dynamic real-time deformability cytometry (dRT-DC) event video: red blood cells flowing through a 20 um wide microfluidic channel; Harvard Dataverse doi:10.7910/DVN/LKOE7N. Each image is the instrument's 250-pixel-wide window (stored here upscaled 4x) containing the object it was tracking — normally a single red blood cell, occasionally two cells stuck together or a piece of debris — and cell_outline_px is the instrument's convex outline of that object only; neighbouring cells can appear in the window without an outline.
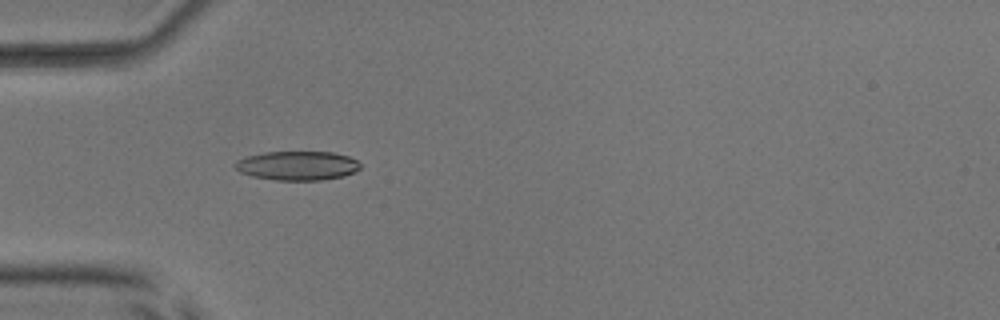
{"species": "common noctule bat (a hibernating species)", "species_latin": "Nyctalus noctula", "temperature_condition": "room temperature", "stored_images_in_passage": 52, "camera_frame_rate_fps": 3000, "um_per_image_px": 0.085, "animal": {"sex": "male", "body_mass_g": 17.9, "forearm_length_mm": 54.2}, "frame": {"image": 1, "passage_image": 17, "time_ms": 5.333, "image_size_px": [1000, 320], "cell_outline_px": [[360, 168], [356, 172], [344, 176], [320, 180], [276, 180], [252, 176], [240, 172], [236, 168], [236, 160], [248, 156], [264, 152], [332, 152], [348, 156], [356, 160], [360, 164]], "centroid_in_image_um": [25.3, 14.08], "position_along_channel_um": 59.7, "area_um2": 21.15}}
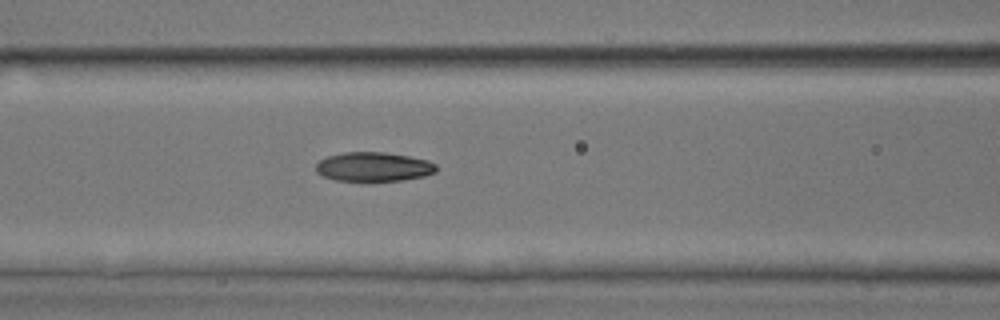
{"frame": {"image": 2, "passage_image": 23, "time_ms": 7.333, "image_size_px": [1000, 320], "cell_outline_px": [[436, 172], [424, 176], [400, 180], [368, 184], [336, 180], [324, 176], [316, 172], [316, 164], [320, 160], [328, 156], [344, 152], [384, 152], [408, 156], [428, 160], [436, 164]], "centroid_in_image_um": [31.74, 14.22], "position_along_channel_um": 134.9, "area_um2": 21.15}}
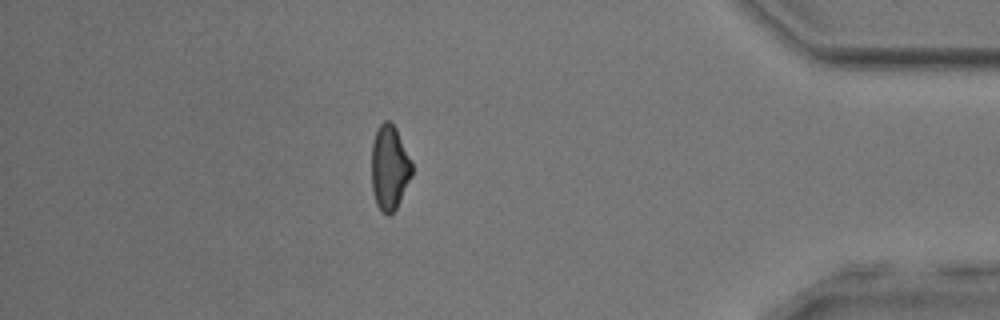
{"frame": {"image": 3, "passage_image": 46, "time_ms": 15.0, "image_size_px": [1000, 320], "cell_outline_px": [[412, 176], [396, 208], [388, 216], [380, 212], [376, 204], [372, 188], [372, 144], [376, 132], [380, 124], [384, 120], [388, 120], [396, 128], [412, 164]], "centroid_in_image_um": [33.1, 14.28], "position_along_channel_um": 402.1, "area_um2": 19.77}, "authors_computed_cell_mechanics": {"area_um2": 20.6346, "velocity_mm_per_s": 3.9914, "shape_relaxation_time_tau1_ms": 7.8276, "shape_relaxation_time_tau2_ms": 2.8273, "deformation_change_tau1": 0.2077, "deformation_change_tau2": 0.0881}}